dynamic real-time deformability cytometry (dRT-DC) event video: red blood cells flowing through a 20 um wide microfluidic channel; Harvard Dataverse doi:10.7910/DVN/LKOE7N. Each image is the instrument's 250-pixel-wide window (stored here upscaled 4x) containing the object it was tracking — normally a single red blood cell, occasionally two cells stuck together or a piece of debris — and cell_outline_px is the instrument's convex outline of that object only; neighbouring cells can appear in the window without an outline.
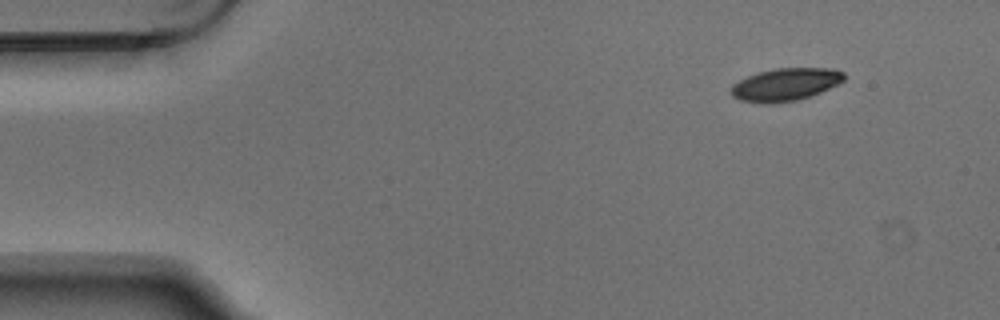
{"species": "Egyptian fruit bat (a non-hibernating species)", "species_latin": "Rousettus aegyptiacus", "temperature_condition": "warm", "stored_images_in_passage": 4, "segment_of_instrument_passage": [1, 2], "camera_frame_rate_fps": 3000, "um_per_image_px": 0.085, "animal": {"sex": "male"}, "frame": {"image": 1, "passage_image": 1, "time_ms": 0.0, "image_size_px": [1000, 320], "cell_outline_px": [[844, 80], [820, 92], [796, 100], [768, 104], [760, 104], [740, 100], [732, 96], [732, 84], [748, 76], [760, 72], [776, 68], [832, 68], [844, 72]], "centroid_in_image_um": [66.74, 7.18], "position_along_channel_um": 18.3, "area_um2": 21.27}}
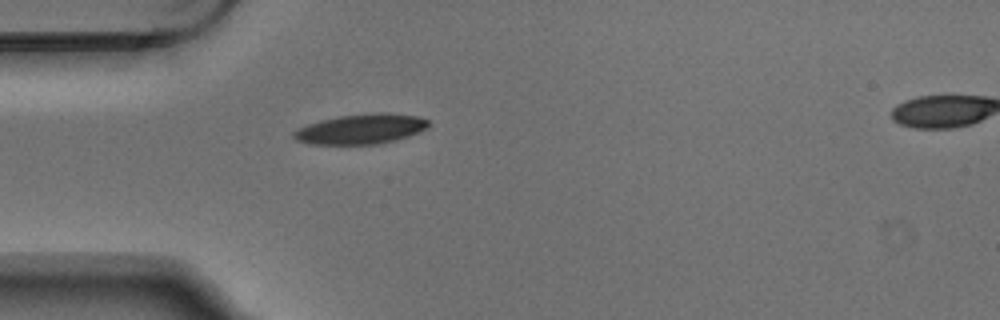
{"frame": {"image": 2, "passage_image": 3, "time_ms": 0.667, "image_size_px": [1000, 320], "cell_outline_px": [[428, 128], [408, 136], [376, 144], [312, 144], [296, 140], [292, 136], [292, 132], [308, 124], [340, 116], [380, 112], [388, 112], [416, 116], [428, 120]], "centroid_in_image_um": [30.69, 10.96], "position_along_channel_um": 54.3, "area_um2": 23.18}}